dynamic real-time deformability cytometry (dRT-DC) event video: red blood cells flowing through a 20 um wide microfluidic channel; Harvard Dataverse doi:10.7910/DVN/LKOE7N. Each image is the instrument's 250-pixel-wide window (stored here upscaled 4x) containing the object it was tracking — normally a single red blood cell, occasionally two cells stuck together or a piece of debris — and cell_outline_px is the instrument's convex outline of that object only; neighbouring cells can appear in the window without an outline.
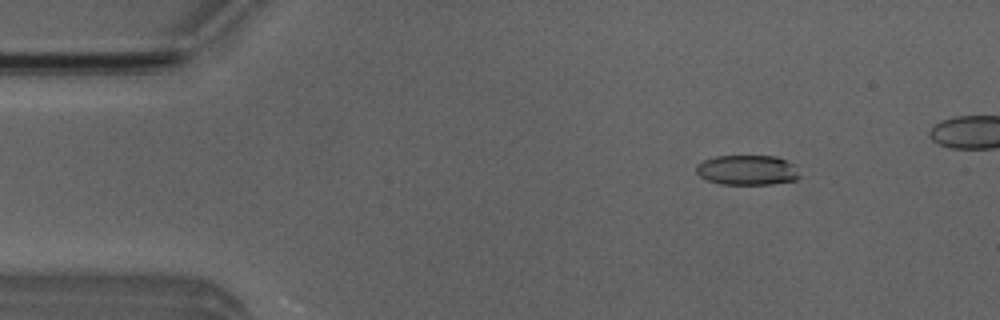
{"species": "Egyptian fruit bat (a non-hibernating species)", "species_latin": "Rousettus aegyptiacus", "temperature_condition": "room temperature", "stored_images_in_passage": 47, "camera_frame_rate_fps": 3000, "um_per_image_px": 0.085, "animal": {"sex": "male"}, "frame": {"image": 1, "passage_image": 7, "time_ms": 2.0, "image_size_px": [1000, 320], "cell_outline_px": [[800, 176], [796, 180], [772, 184], [720, 184], [708, 180], [700, 176], [696, 172], [696, 164], [704, 160], [716, 156], [776, 156], [788, 160], [796, 164]], "centroid_in_image_um": [63.56, 14.45], "position_along_channel_um": 21.4, "area_um2": 18.26}}
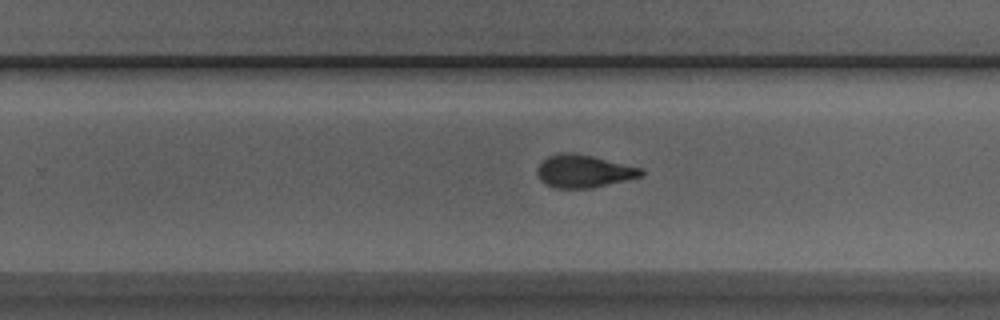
{"frame": {"image": 2, "passage_image": 32, "time_ms": 10.333, "image_size_px": [1000, 320], "cell_outline_px": [[644, 176], [592, 188], [556, 188], [544, 184], [540, 180], [536, 172], [536, 168], [548, 156], [560, 152], [576, 152], [644, 168]], "centroid_in_image_um": [49.63, 14.54], "position_along_channel_um": 280.2, "area_um2": 20.17}}
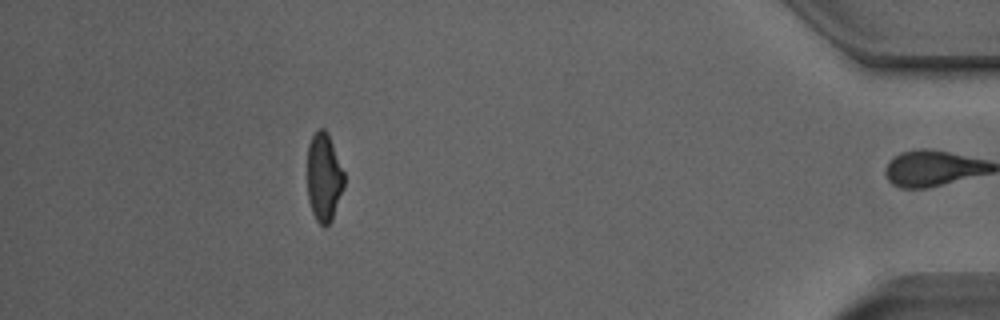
{"frame": {"image": 3, "passage_image": 46, "time_ms": 15.0, "image_size_px": [1000, 320], "cell_outline_px": [[344, 188], [332, 220], [324, 228], [316, 220], [312, 212], [308, 200], [308, 144], [312, 136], [320, 128], [324, 128], [328, 132], [344, 172]], "centroid_in_image_um": [27.54, 15.08], "position_along_channel_um": 407.7, "area_um2": 19.07}, "authors_computed_cell_mechanics": {"area_um2": 19.9988, "velocity_mm_per_s": 3.9953, "shape_relaxation_time_tau1_ms": 3.6446, "shape_relaxation_time_tau2_ms": 1.5466, "deformation_change_tau1": 0.1388, "deformation_change_tau2": 0.0833}}